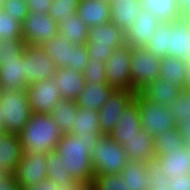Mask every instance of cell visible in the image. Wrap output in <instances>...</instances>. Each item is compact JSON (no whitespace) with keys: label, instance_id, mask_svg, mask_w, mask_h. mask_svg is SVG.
Listing matches in <instances>:
<instances>
[{"label":"cell","instance_id":"cell-1","mask_svg":"<svg viewBox=\"0 0 190 190\" xmlns=\"http://www.w3.org/2000/svg\"><path fill=\"white\" fill-rule=\"evenodd\" d=\"M100 136L65 133L60 138L55 151L59 156H63V165L71 177L91 184L94 176L91 154Z\"/></svg>","mask_w":190,"mask_h":190},{"label":"cell","instance_id":"cell-2","mask_svg":"<svg viewBox=\"0 0 190 190\" xmlns=\"http://www.w3.org/2000/svg\"><path fill=\"white\" fill-rule=\"evenodd\" d=\"M25 153H50L63 136L62 131L48 114H31L24 128L18 133Z\"/></svg>","mask_w":190,"mask_h":190},{"label":"cell","instance_id":"cell-3","mask_svg":"<svg viewBox=\"0 0 190 190\" xmlns=\"http://www.w3.org/2000/svg\"><path fill=\"white\" fill-rule=\"evenodd\" d=\"M124 43V31L112 22L88 28L86 49L89 59L104 62Z\"/></svg>","mask_w":190,"mask_h":190},{"label":"cell","instance_id":"cell-4","mask_svg":"<svg viewBox=\"0 0 190 190\" xmlns=\"http://www.w3.org/2000/svg\"><path fill=\"white\" fill-rule=\"evenodd\" d=\"M94 175L119 174L128 162L125 150L109 135L102 134L93 147Z\"/></svg>","mask_w":190,"mask_h":190},{"label":"cell","instance_id":"cell-5","mask_svg":"<svg viewBox=\"0 0 190 190\" xmlns=\"http://www.w3.org/2000/svg\"><path fill=\"white\" fill-rule=\"evenodd\" d=\"M0 108L5 133L18 134L32 114L25 90L0 92Z\"/></svg>","mask_w":190,"mask_h":190},{"label":"cell","instance_id":"cell-6","mask_svg":"<svg viewBox=\"0 0 190 190\" xmlns=\"http://www.w3.org/2000/svg\"><path fill=\"white\" fill-rule=\"evenodd\" d=\"M133 100L138 105L141 128L147 131L152 138L159 132L178 126L173 113L167 106L148 101L138 92H135Z\"/></svg>","mask_w":190,"mask_h":190},{"label":"cell","instance_id":"cell-7","mask_svg":"<svg viewBox=\"0 0 190 190\" xmlns=\"http://www.w3.org/2000/svg\"><path fill=\"white\" fill-rule=\"evenodd\" d=\"M161 59L142 47H131V90L138 92L144 85L155 81L160 75Z\"/></svg>","mask_w":190,"mask_h":190},{"label":"cell","instance_id":"cell-8","mask_svg":"<svg viewBox=\"0 0 190 190\" xmlns=\"http://www.w3.org/2000/svg\"><path fill=\"white\" fill-rule=\"evenodd\" d=\"M130 56L131 46L124 43L113 50L112 54L103 62L106 82L114 89L131 90Z\"/></svg>","mask_w":190,"mask_h":190},{"label":"cell","instance_id":"cell-9","mask_svg":"<svg viewBox=\"0 0 190 190\" xmlns=\"http://www.w3.org/2000/svg\"><path fill=\"white\" fill-rule=\"evenodd\" d=\"M56 66L41 46L26 45L23 52V74L27 84L46 81L55 75Z\"/></svg>","mask_w":190,"mask_h":190},{"label":"cell","instance_id":"cell-10","mask_svg":"<svg viewBox=\"0 0 190 190\" xmlns=\"http://www.w3.org/2000/svg\"><path fill=\"white\" fill-rule=\"evenodd\" d=\"M135 91L114 89L98 112V124L102 134L108 135L120 122V115L134 99Z\"/></svg>","mask_w":190,"mask_h":190},{"label":"cell","instance_id":"cell-11","mask_svg":"<svg viewBox=\"0 0 190 190\" xmlns=\"http://www.w3.org/2000/svg\"><path fill=\"white\" fill-rule=\"evenodd\" d=\"M21 28L22 39L26 45L41 46L58 34L57 23L44 13H28Z\"/></svg>","mask_w":190,"mask_h":190},{"label":"cell","instance_id":"cell-12","mask_svg":"<svg viewBox=\"0 0 190 190\" xmlns=\"http://www.w3.org/2000/svg\"><path fill=\"white\" fill-rule=\"evenodd\" d=\"M29 107L34 114H48L58 100L61 99L60 92L53 78L46 81H35L25 89Z\"/></svg>","mask_w":190,"mask_h":190},{"label":"cell","instance_id":"cell-13","mask_svg":"<svg viewBox=\"0 0 190 190\" xmlns=\"http://www.w3.org/2000/svg\"><path fill=\"white\" fill-rule=\"evenodd\" d=\"M46 154L42 152L23 153L13 173L20 187L36 184L47 179Z\"/></svg>","mask_w":190,"mask_h":190},{"label":"cell","instance_id":"cell-14","mask_svg":"<svg viewBox=\"0 0 190 190\" xmlns=\"http://www.w3.org/2000/svg\"><path fill=\"white\" fill-rule=\"evenodd\" d=\"M161 24L152 12L141 10L136 15V20L125 30V43L131 47L145 48L148 40Z\"/></svg>","mask_w":190,"mask_h":190},{"label":"cell","instance_id":"cell-15","mask_svg":"<svg viewBox=\"0 0 190 190\" xmlns=\"http://www.w3.org/2000/svg\"><path fill=\"white\" fill-rule=\"evenodd\" d=\"M167 57L189 60L190 55V19L182 18L171 22L168 31Z\"/></svg>","mask_w":190,"mask_h":190},{"label":"cell","instance_id":"cell-16","mask_svg":"<svg viewBox=\"0 0 190 190\" xmlns=\"http://www.w3.org/2000/svg\"><path fill=\"white\" fill-rule=\"evenodd\" d=\"M23 153L19 134H0V174H13Z\"/></svg>","mask_w":190,"mask_h":190},{"label":"cell","instance_id":"cell-17","mask_svg":"<svg viewBox=\"0 0 190 190\" xmlns=\"http://www.w3.org/2000/svg\"><path fill=\"white\" fill-rule=\"evenodd\" d=\"M182 87L172 84L168 79L158 77L144 85L138 93L148 101L162 106H169L180 94Z\"/></svg>","mask_w":190,"mask_h":190},{"label":"cell","instance_id":"cell-18","mask_svg":"<svg viewBox=\"0 0 190 190\" xmlns=\"http://www.w3.org/2000/svg\"><path fill=\"white\" fill-rule=\"evenodd\" d=\"M23 73V53L14 60L0 61V92L25 90L28 84Z\"/></svg>","mask_w":190,"mask_h":190},{"label":"cell","instance_id":"cell-19","mask_svg":"<svg viewBox=\"0 0 190 190\" xmlns=\"http://www.w3.org/2000/svg\"><path fill=\"white\" fill-rule=\"evenodd\" d=\"M122 147L128 161L149 163L155 160L153 138L143 129L126 139Z\"/></svg>","mask_w":190,"mask_h":190},{"label":"cell","instance_id":"cell-20","mask_svg":"<svg viewBox=\"0 0 190 190\" xmlns=\"http://www.w3.org/2000/svg\"><path fill=\"white\" fill-rule=\"evenodd\" d=\"M52 78L63 99L75 101L85 87L83 73L69 67L56 68Z\"/></svg>","mask_w":190,"mask_h":190},{"label":"cell","instance_id":"cell-21","mask_svg":"<svg viewBox=\"0 0 190 190\" xmlns=\"http://www.w3.org/2000/svg\"><path fill=\"white\" fill-rule=\"evenodd\" d=\"M141 129L138 105L132 100L120 115V122L108 135L123 146L126 139L136 135Z\"/></svg>","mask_w":190,"mask_h":190},{"label":"cell","instance_id":"cell-22","mask_svg":"<svg viewBox=\"0 0 190 190\" xmlns=\"http://www.w3.org/2000/svg\"><path fill=\"white\" fill-rule=\"evenodd\" d=\"M76 15L89 28L110 22V3L107 0H80Z\"/></svg>","mask_w":190,"mask_h":190},{"label":"cell","instance_id":"cell-23","mask_svg":"<svg viewBox=\"0 0 190 190\" xmlns=\"http://www.w3.org/2000/svg\"><path fill=\"white\" fill-rule=\"evenodd\" d=\"M155 161L161 166L164 175L169 179L180 174L190 173V149L177 148V150L156 157Z\"/></svg>","mask_w":190,"mask_h":190},{"label":"cell","instance_id":"cell-24","mask_svg":"<svg viewBox=\"0 0 190 190\" xmlns=\"http://www.w3.org/2000/svg\"><path fill=\"white\" fill-rule=\"evenodd\" d=\"M113 87L105 83H87L75 100L78 107L98 111L108 99Z\"/></svg>","mask_w":190,"mask_h":190},{"label":"cell","instance_id":"cell-25","mask_svg":"<svg viewBox=\"0 0 190 190\" xmlns=\"http://www.w3.org/2000/svg\"><path fill=\"white\" fill-rule=\"evenodd\" d=\"M112 22L124 32L136 20V15L142 10L140 0H110Z\"/></svg>","mask_w":190,"mask_h":190},{"label":"cell","instance_id":"cell-26","mask_svg":"<svg viewBox=\"0 0 190 190\" xmlns=\"http://www.w3.org/2000/svg\"><path fill=\"white\" fill-rule=\"evenodd\" d=\"M142 10L152 12L161 22H174L182 19L177 0H140Z\"/></svg>","mask_w":190,"mask_h":190},{"label":"cell","instance_id":"cell-27","mask_svg":"<svg viewBox=\"0 0 190 190\" xmlns=\"http://www.w3.org/2000/svg\"><path fill=\"white\" fill-rule=\"evenodd\" d=\"M159 77L168 79L172 84L185 88L187 81V60L175 57L162 58Z\"/></svg>","mask_w":190,"mask_h":190},{"label":"cell","instance_id":"cell-28","mask_svg":"<svg viewBox=\"0 0 190 190\" xmlns=\"http://www.w3.org/2000/svg\"><path fill=\"white\" fill-rule=\"evenodd\" d=\"M119 174L125 178L127 190H149L147 163L128 161Z\"/></svg>","mask_w":190,"mask_h":190},{"label":"cell","instance_id":"cell-29","mask_svg":"<svg viewBox=\"0 0 190 190\" xmlns=\"http://www.w3.org/2000/svg\"><path fill=\"white\" fill-rule=\"evenodd\" d=\"M77 108L75 101L61 98L52 107L48 115L55 121L62 133L65 134L73 127V120L77 117Z\"/></svg>","mask_w":190,"mask_h":190},{"label":"cell","instance_id":"cell-30","mask_svg":"<svg viewBox=\"0 0 190 190\" xmlns=\"http://www.w3.org/2000/svg\"><path fill=\"white\" fill-rule=\"evenodd\" d=\"M57 26L62 39H67L71 44H86L88 27L76 14L67 20H59Z\"/></svg>","mask_w":190,"mask_h":190},{"label":"cell","instance_id":"cell-31","mask_svg":"<svg viewBox=\"0 0 190 190\" xmlns=\"http://www.w3.org/2000/svg\"><path fill=\"white\" fill-rule=\"evenodd\" d=\"M97 119V111L78 107L77 117L73 120V127L68 133L72 135H102Z\"/></svg>","mask_w":190,"mask_h":190},{"label":"cell","instance_id":"cell-32","mask_svg":"<svg viewBox=\"0 0 190 190\" xmlns=\"http://www.w3.org/2000/svg\"><path fill=\"white\" fill-rule=\"evenodd\" d=\"M154 158L171 153L177 148H183L184 140L178 126L165 132H159L153 137Z\"/></svg>","mask_w":190,"mask_h":190},{"label":"cell","instance_id":"cell-33","mask_svg":"<svg viewBox=\"0 0 190 190\" xmlns=\"http://www.w3.org/2000/svg\"><path fill=\"white\" fill-rule=\"evenodd\" d=\"M70 42L56 34L52 39L41 45L45 53L54 62L56 68L68 67L70 56Z\"/></svg>","mask_w":190,"mask_h":190},{"label":"cell","instance_id":"cell-34","mask_svg":"<svg viewBox=\"0 0 190 190\" xmlns=\"http://www.w3.org/2000/svg\"><path fill=\"white\" fill-rule=\"evenodd\" d=\"M170 28L171 22H161L156 28L154 35L149 38L148 45L145 47L146 50L160 59L167 57L168 31Z\"/></svg>","mask_w":190,"mask_h":190},{"label":"cell","instance_id":"cell-35","mask_svg":"<svg viewBox=\"0 0 190 190\" xmlns=\"http://www.w3.org/2000/svg\"><path fill=\"white\" fill-rule=\"evenodd\" d=\"M63 159L56 151L46 154L47 178L56 184L68 182L73 178L69 171L65 170Z\"/></svg>","mask_w":190,"mask_h":190},{"label":"cell","instance_id":"cell-36","mask_svg":"<svg viewBox=\"0 0 190 190\" xmlns=\"http://www.w3.org/2000/svg\"><path fill=\"white\" fill-rule=\"evenodd\" d=\"M80 0H53L47 14L50 15L55 22L59 20H67L72 18L78 9Z\"/></svg>","mask_w":190,"mask_h":190},{"label":"cell","instance_id":"cell-37","mask_svg":"<svg viewBox=\"0 0 190 190\" xmlns=\"http://www.w3.org/2000/svg\"><path fill=\"white\" fill-rule=\"evenodd\" d=\"M90 190H127V186L120 174L94 175Z\"/></svg>","mask_w":190,"mask_h":190},{"label":"cell","instance_id":"cell-38","mask_svg":"<svg viewBox=\"0 0 190 190\" xmlns=\"http://www.w3.org/2000/svg\"><path fill=\"white\" fill-rule=\"evenodd\" d=\"M167 107L173 113L177 124L185 120L190 116V90L183 88L181 94Z\"/></svg>","mask_w":190,"mask_h":190},{"label":"cell","instance_id":"cell-39","mask_svg":"<svg viewBox=\"0 0 190 190\" xmlns=\"http://www.w3.org/2000/svg\"><path fill=\"white\" fill-rule=\"evenodd\" d=\"M26 44L22 37L0 40V61L14 60L24 52Z\"/></svg>","mask_w":190,"mask_h":190},{"label":"cell","instance_id":"cell-40","mask_svg":"<svg viewBox=\"0 0 190 190\" xmlns=\"http://www.w3.org/2000/svg\"><path fill=\"white\" fill-rule=\"evenodd\" d=\"M22 23L0 9V40L22 37Z\"/></svg>","mask_w":190,"mask_h":190},{"label":"cell","instance_id":"cell-41","mask_svg":"<svg viewBox=\"0 0 190 190\" xmlns=\"http://www.w3.org/2000/svg\"><path fill=\"white\" fill-rule=\"evenodd\" d=\"M88 65L86 44H70V56L68 67L82 72Z\"/></svg>","mask_w":190,"mask_h":190},{"label":"cell","instance_id":"cell-42","mask_svg":"<svg viewBox=\"0 0 190 190\" xmlns=\"http://www.w3.org/2000/svg\"><path fill=\"white\" fill-rule=\"evenodd\" d=\"M85 82L87 83H105V66L102 61H94L88 58V65L82 71Z\"/></svg>","mask_w":190,"mask_h":190},{"label":"cell","instance_id":"cell-43","mask_svg":"<svg viewBox=\"0 0 190 190\" xmlns=\"http://www.w3.org/2000/svg\"><path fill=\"white\" fill-rule=\"evenodd\" d=\"M147 178L149 180L150 187L155 188L159 186H169L170 180L164 175L161 166L154 160L147 163Z\"/></svg>","mask_w":190,"mask_h":190},{"label":"cell","instance_id":"cell-44","mask_svg":"<svg viewBox=\"0 0 190 190\" xmlns=\"http://www.w3.org/2000/svg\"><path fill=\"white\" fill-rule=\"evenodd\" d=\"M2 11L9 14L12 19H16L21 23L28 15V9L25 0H5Z\"/></svg>","mask_w":190,"mask_h":190},{"label":"cell","instance_id":"cell-45","mask_svg":"<svg viewBox=\"0 0 190 190\" xmlns=\"http://www.w3.org/2000/svg\"><path fill=\"white\" fill-rule=\"evenodd\" d=\"M57 190H90V183L82 179L72 178L68 182L57 184Z\"/></svg>","mask_w":190,"mask_h":190},{"label":"cell","instance_id":"cell-46","mask_svg":"<svg viewBox=\"0 0 190 190\" xmlns=\"http://www.w3.org/2000/svg\"><path fill=\"white\" fill-rule=\"evenodd\" d=\"M170 190H190V173L173 176L170 179Z\"/></svg>","mask_w":190,"mask_h":190},{"label":"cell","instance_id":"cell-47","mask_svg":"<svg viewBox=\"0 0 190 190\" xmlns=\"http://www.w3.org/2000/svg\"><path fill=\"white\" fill-rule=\"evenodd\" d=\"M28 13H44L47 14L48 9L53 0H25Z\"/></svg>","mask_w":190,"mask_h":190},{"label":"cell","instance_id":"cell-48","mask_svg":"<svg viewBox=\"0 0 190 190\" xmlns=\"http://www.w3.org/2000/svg\"><path fill=\"white\" fill-rule=\"evenodd\" d=\"M0 190H21L13 174L6 173L0 176Z\"/></svg>","mask_w":190,"mask_h":190},{"label":"cell","instance_id":"cell-49","mask_svg":"<svg viewBox=\"0 0 190 190\" xmlns=\"http://www.w3.org/2000/svg\"><path fill=\"white\" fill-rule=\"evenodd\" d=\"M21 190H57V184L47 178L39 183L23 186Z\"/></svg>","mask_w":190,"mask_h":190},{"label":"cell","instance_id":"cell-50","mask_svg":"<svg viewBox=\"0 0 190 190\" xmlns=\"http://www.w3.org/2000/svg\"><path fill=\"white\" fill-rule=\"evenodd\" d=\"M178 128L182 133V138L184 140V145L186 148L190 149V116L185 118L182 122L178 124Z\"/></svg>","mask_w":190,"mask_h":190},{"label":"cell","instance_id":"cell-51","mask_svg":"<svg viewBox=\"0 0 190 190\" xmlns=\"http://www.w3.org/2000/svg\"><path fill=\"white\" fill-rule=\"evenodd\" d=\"M179 11L183 18L190 17V0H177Z\"/></svg>","mask_w":190,"mask_h":190},{"label":"cell","instance_id":"cell-52","mask_svg":"<svg viewBox=\"0 0 190 190\" xmlns=\"http://www.w3.org/2000/svg\"><path fill=\"white\" fill-rule=\"evenodd\" d=\"M185 88L190 90V60H187V81Z\"/></svg>","mask_w":190,"mask_h":190},{"label":"cell","instance_id":"cell-53","mask_svg":"<svg viewBox=\"0 0 190 190\" xmlns=\"http://www.w3.org/2000/svg\"><path fill=\"white\" fill-rule=\"evenodd\" d=\"M0 131L2 133H5L4 132V124H3V118H2L1 108H0Z\"/></svg>","mask_w":190,"mask_h":190},{"label":"cell","instance_id":"cell-54","mask_svg":"<svg viewBox=\"0 0 190 190\" xmlns=\"http://www.w3.org/2000/svg\"><path fill=\"white\" fill-rule=\"evenodd\" d=\"M149 190H170L169 186H162L161 188L159 186L155 187V188H149Z\"/></svg>","mask_w":190,"mask_h":190},{"label":"cell","instance_id":"cell-55","mask_svg":"<svg viewBox=\"0 0 190 190\" xmlns=\"http://www.w3.org/2000/svg\"><path fill=\"white\" fill-rule=\"evenodd\" d=\"M5 0H0V9H2V6L4 5Z\"/></svg>","mask_w":190,"mask_h":190}]
</instances>
